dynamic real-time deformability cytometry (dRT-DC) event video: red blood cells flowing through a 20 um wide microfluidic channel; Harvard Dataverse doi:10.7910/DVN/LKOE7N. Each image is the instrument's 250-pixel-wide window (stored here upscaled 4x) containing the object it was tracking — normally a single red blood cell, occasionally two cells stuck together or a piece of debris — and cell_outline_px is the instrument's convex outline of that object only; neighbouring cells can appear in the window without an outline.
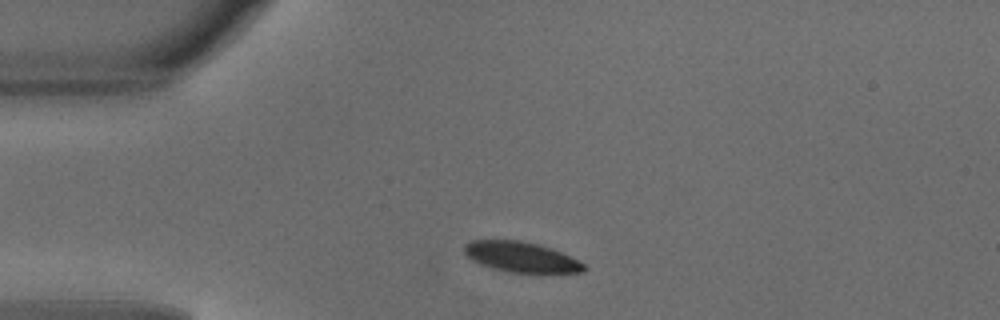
{"species": "common noctule bat (a hibernating species)", "species_latin": "Nyctalus noctula", "temperature_condition": "warm", "stored_images_in_passage": 41, "camera_frame_rate_fps": 3000, "um_per_image_px": 0.085, "animal": {"sex": "male", "body_mass_g": 18.8}, "frame": {"image": 1, "passage_image": 4, "time_ms": 1.0, "image_size_px": [1000, 320], "cell_outline_px": [[588, 268], [584, 272], [508, 272], [492, 268], [480, 264], [472, 260], [464, 252], [464, 244], [472, 240], [520, 240], [536, 244], [560, 252], [584, 264]], "centroid_in_image_um": [44.25, 21.84], "position_along_channel_um": 40.8, "area_um2": 20.75}}
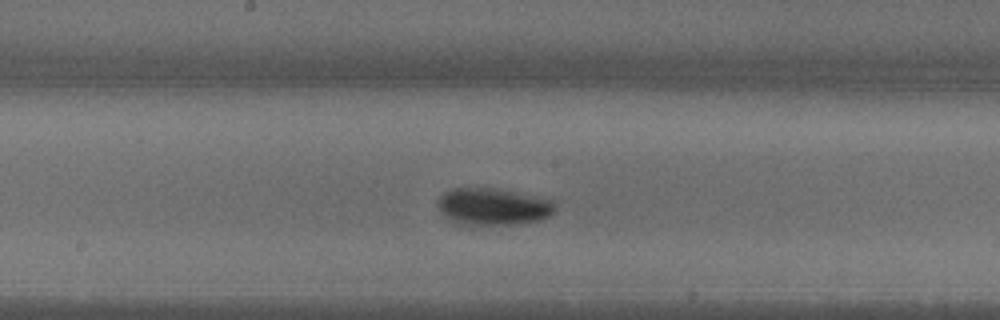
{"frame": {"image": 2, "passage_image": 18, "time_ms": 5.667, "image_size_px": [1000, 320], "cell_outline_px": [[556, 212], [540, 220], [512, 224], [460, 224], [452, 220], [440, 212], [436, 204], [436, 200], [444, 192], [452, 188], [496, 188], [540, 196], [552, 200], [556, 204]], "centroid_in_image_um": [41.93, 17.54], "position_along_channel_um": 206.3, "area_um2": 25.49}}
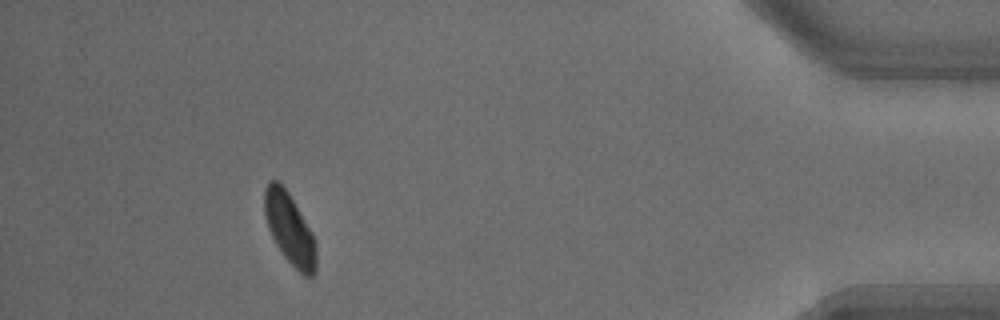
{"frame": {"image": 3, "passage_image": 37, "time_ms": 12.0, "image_size_px": [1000, 320], "cell_outline_px": [[316, 272], [312, 276], [304, 276], [284, 256], [276, 244], [268, 228], [264, 216], [264, 188], [268, 180], [276, 180], [288, 192], [312, 232], [316, 244]], "centroid_in_image_um": [24.61, 19.44], "position_along_channel_um": 410.6, "area_um2": 21.33}, "authors_computed_cell_mechanics": {"area_um2": 23.0044, "velocity_mm_per_s": 4.1279, "shape_relaxation_time_tau1_ms": 2.3052, "shape_relaxation_time_tau2_ms": null, "deformation_change_tau1": 0.1206, "deformation_change_tau2": null}}